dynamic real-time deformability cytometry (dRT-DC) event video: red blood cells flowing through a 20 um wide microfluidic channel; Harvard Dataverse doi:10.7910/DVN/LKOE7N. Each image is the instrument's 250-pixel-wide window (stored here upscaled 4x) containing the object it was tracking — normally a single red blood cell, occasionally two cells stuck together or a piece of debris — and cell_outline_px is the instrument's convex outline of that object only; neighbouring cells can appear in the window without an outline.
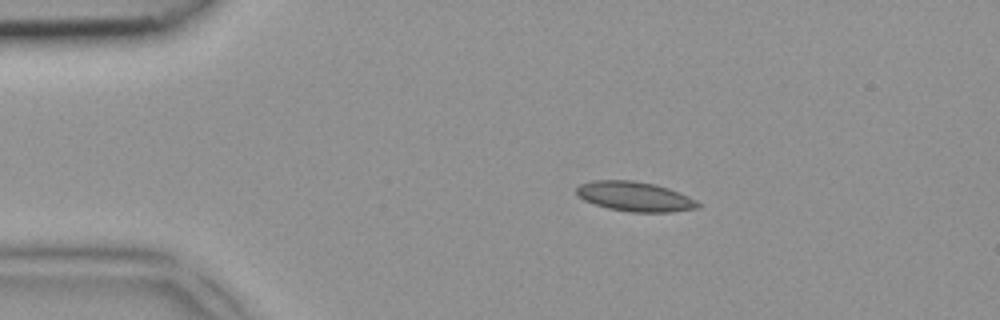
{"species": "common noctule bat (a hibernating species)", "species_latin": "Nyctalus noctula", "temperature_condition": "room temperature", "stored_images_in_passage": 3, "camera_frame_rate_fps": 3000, "um_per_image_px": 0.085, "animal": {"sex": "female", "body_mass_g": 18.4}, "frame": {"image": 1, "passage_image": 1, "time_ms": 0.0, "image_size_px": [1000, 320], "cell_outline_px": [[700, 208], [672, 212], [632, 212], [608, 208], [584, 200], [576, 196], [576, 188], [580, 184], [592, 180], [632, 180], [656, 184], [668, 188], [688, 196], [696, 200], [700, 204]], "centroid_in_image_um": [53.96, 16.7], "position_along_channel_um": 31.0, "area_um2": 21.1}}
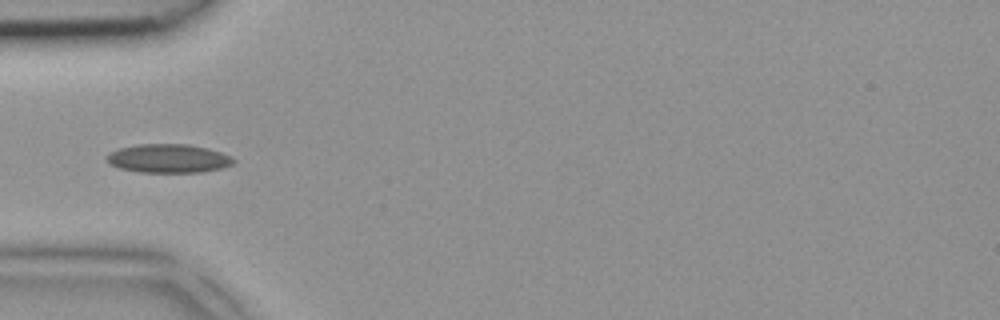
{"frame": {"image": 2, "passage_image": 3, "time_ms": 0.667, "image_size_px": [1000, 320], "cell_outline_px": [[236, 160], [232, 164], [220, 168], [200, 172], [140, 172], [120, 168], [108, 164], [108, 156], [112, 152], [120, 148], [140, 144], [188, 144], [208, 148], [220, 152]], "centroid_in_image_um": [14.32, 13.47], "position_along_channel_um": 70.7, "area_um2": 20.87}}